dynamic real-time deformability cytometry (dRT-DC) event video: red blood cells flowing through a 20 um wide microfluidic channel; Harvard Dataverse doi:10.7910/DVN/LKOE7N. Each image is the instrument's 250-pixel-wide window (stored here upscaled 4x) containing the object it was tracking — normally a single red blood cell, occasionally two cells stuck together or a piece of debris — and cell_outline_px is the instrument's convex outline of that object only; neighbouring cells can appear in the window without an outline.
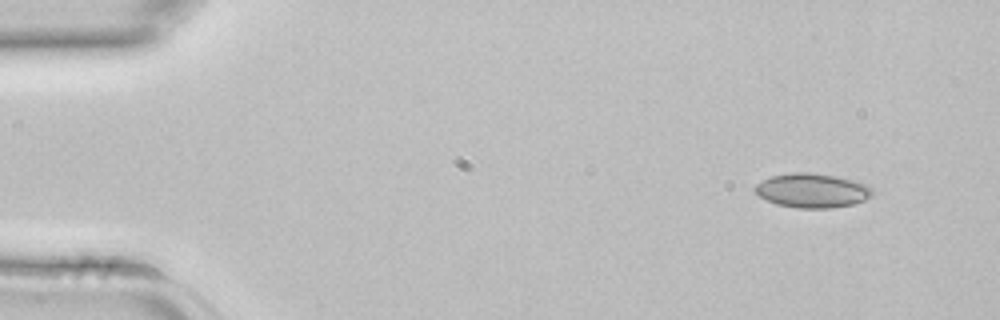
{"species": "common noctule bat (a hibernating species)", "species_latin": "Nyctalus noctula", "temperature_condition": "room temperature", "stored_images_in_passage": 3, "camera_frame_rate_fps": 3000, "um_per_image_px": 0.085, "animal": {"sex": "female", "body_mass_g": 22.7, "forearm_length_mm": 54.2}, "frame": {"image": 1, "passage_image": 1, "time_ms": 0.0, "image_size_px": [1000, 320], "cell_outline_px": [[872, 196], [864, 200], [852, 204], [832, 208], [800, 208], [776, 204], [760, 196], [752, 188], [756, 184], [772, 176], [792, 172], [808, 172], [836, 176], [856, 180], [868, 184], [872, 188]], "centroid_in_image_um": [69.07, 16.18], "position_along_channel_um": 15.9, "area_um2": 23.47}}
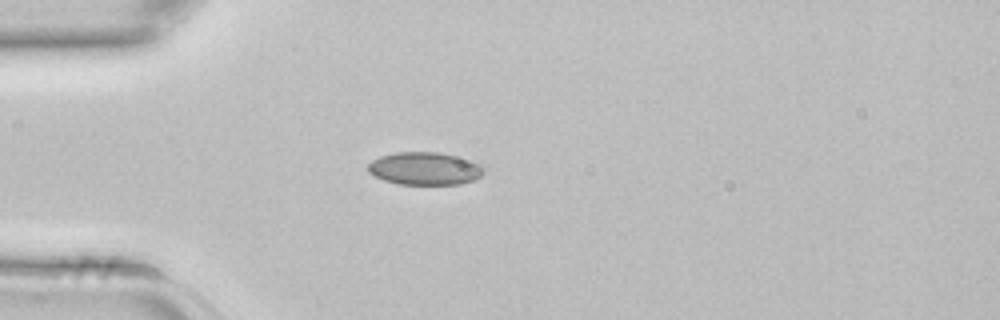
{"frame": {"image": 2, "passage_image": 3, "time_ms": 0.667, "image_size_px": [1000, 320], "cell_outline_px": [[484, 172], [480, 176], [472, 180], [460, 184], [396, 184], [384, 180], [368, 172], [368, 164], [372, 160], [380, 156], [396, 152], [436, 152], [456, 156], [472, 160], [484, 168]], "centroid_in_image_um": [36.09, 14.32], "position_along_channel_um": 48.9, "area_um2": 22.02}}